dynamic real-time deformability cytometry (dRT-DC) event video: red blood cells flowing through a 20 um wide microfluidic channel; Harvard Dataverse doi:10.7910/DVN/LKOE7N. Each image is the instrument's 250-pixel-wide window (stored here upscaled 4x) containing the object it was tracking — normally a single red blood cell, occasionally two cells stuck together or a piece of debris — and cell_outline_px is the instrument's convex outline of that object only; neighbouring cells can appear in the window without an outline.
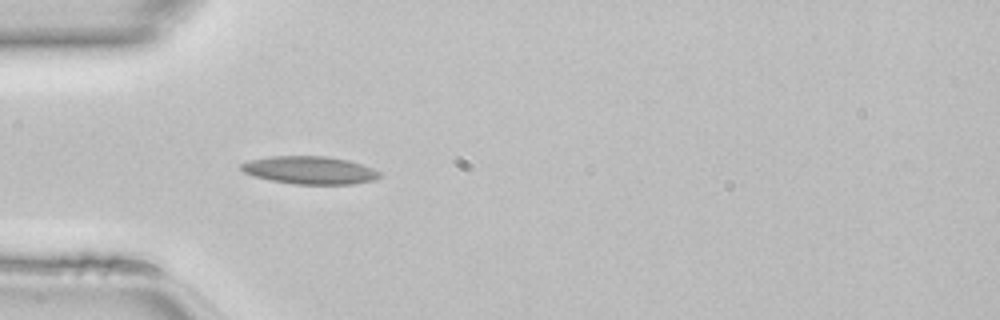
{"species": "common noctule bat (a hibernating species)", "species_latin": "Nyctalus noctula", "temperature_condition": "room temperature", "stored_images_in_passage": 34, "camera_frame_rate_fps": 3000, "um_per_image_px": 0.085, "animal": {"sex": "female", "body_mass_g": 22.7, "forearm_length_mm": 54.2}, "frame": {"image": 1, "passage_image": 1, "time_ms": 0.0, "image_size_px": [1000, 320], "cell_outline_px": [[380, 176], [372, 180], [352, 184], [292, 184], [268, 180], [252, 176], [244, 172], [240, 168], [240, 164], [248, 160], [272, 156], [328, 156], [348, 160], [372, 168], [380, 172]], "centroid_in_image_um": [26.27, 14.46], "position_along_channel_um": 58.7, "area_um2": 22.48}}
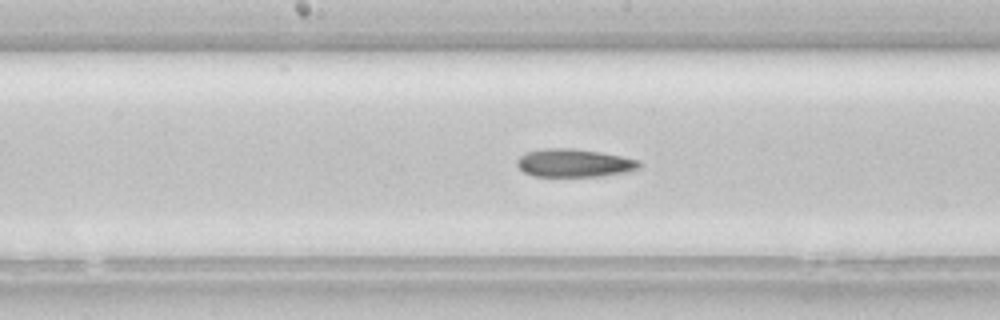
{"frame": {"image": 2, "passage_image": 11, "time_ms": 3.333, "image_size_px": [1000, 320], "cell_outline_px": [[640, 168], [628, 172], [600, 176], [532, 176], [524, 172], [516, 164], [516, 160], [524, 152], [540, 148], [572, 148], [600, 152], [640, 160]], "centroid_in_image_um": [48.77, 13.85], "position_along_channel_um": 199.4, "area_um2": 20.17}}
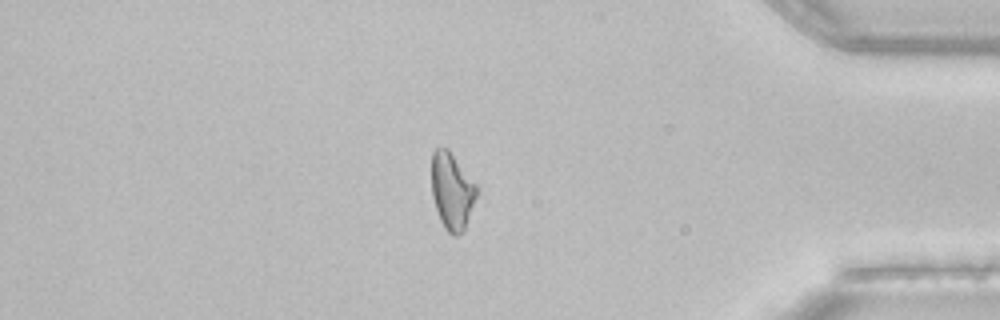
{"frame": {"image": 3, "passage_image": 27, "time_ms": 8.667, "image_size_px": [1000, 320], "cell_outline_px": [[476, 196], [464, 232], [456, 236], [452, 236], [444, 228], [440, 220], [432, 196], [432, 152], [436, 148], [448, 148], [476, 184]], "centroid_in_image_um": [38.41, 16.26], "position_along_channel_um": 396.8, "area_um2": 20.06}}